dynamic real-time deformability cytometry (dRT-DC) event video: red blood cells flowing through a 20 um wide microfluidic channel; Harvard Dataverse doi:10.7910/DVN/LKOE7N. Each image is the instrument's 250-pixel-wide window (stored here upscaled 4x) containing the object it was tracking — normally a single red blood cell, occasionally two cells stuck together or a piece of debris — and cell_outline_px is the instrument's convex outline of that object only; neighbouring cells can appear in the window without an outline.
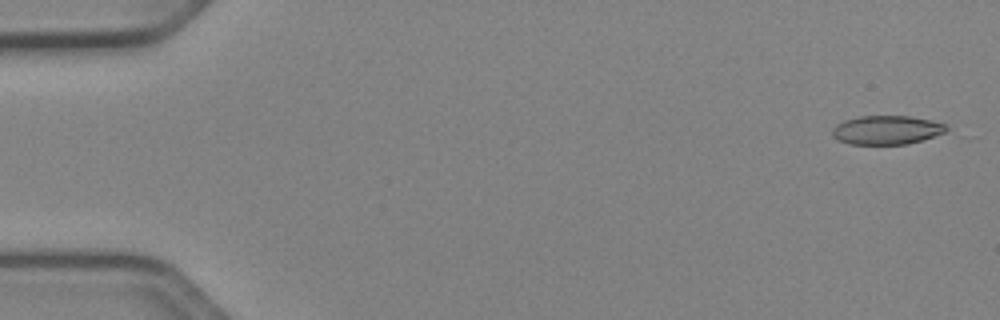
{"species": "Egyptian fruit bat (a non-hibernating species)", "species_latin": "Rousettus aegyptiacus", "temperature_condition": "cold", "stored_images_in_passage": 16, "camera_frame_rate_fps": 3000, "um_per_image_px": 0.085, "animal": {"sex": "female"}, "frame": {"image": 1, "passage_image": 2, "time_ms": 0.333, "image_size_px": [1000, 320], "cell_outline_px": [[948, 128], [944, 132], [908, 144], [848, 144], [832, 136], [832, 128], [836, 124], [844, 120], [860, 116], [908, 116], [932, 120], [944, 124]], "centroid_in_image_um": [75.32, 11.04], "position_along_channel_um": 9.7, "area_um2": 19.02}}
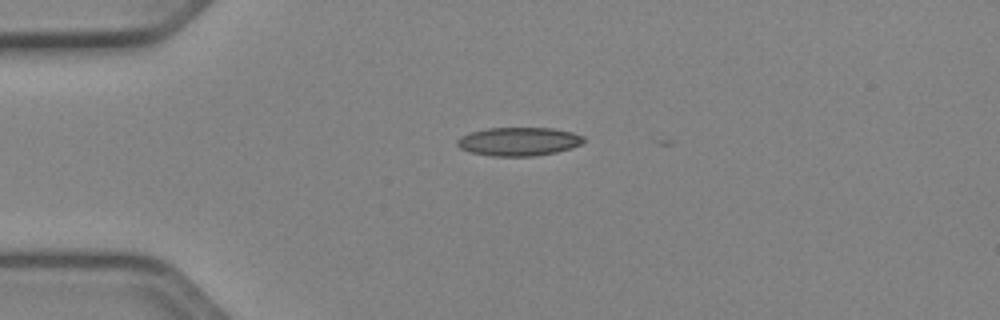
{"frame": {"image": 2, "passage_image": 13, "time_ms": 4.0, "image_size_px": [1000, 320], "cell_outline_px": [[584, 144], [572, 148], [556, 152], [536, 156], [492, 156], [472, 152], [460, 148], [456, 144], [456, 140], [460, 136], [472, 132], [488, 128], [552, 128], [572, 132], [584, 136]], "centroid_in_image_um": [44.12, 12.03], "position_along_channel_um": 40.9, "area_um2": 21.1}}